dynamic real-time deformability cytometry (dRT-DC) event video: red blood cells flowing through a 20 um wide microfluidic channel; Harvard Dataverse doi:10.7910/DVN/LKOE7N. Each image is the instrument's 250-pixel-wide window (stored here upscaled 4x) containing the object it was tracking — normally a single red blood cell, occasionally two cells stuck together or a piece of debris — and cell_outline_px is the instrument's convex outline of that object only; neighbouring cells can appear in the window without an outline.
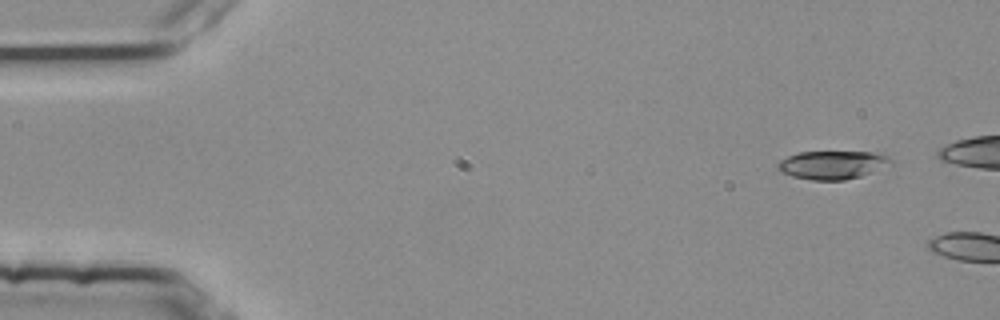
{"species": "common noctule bat (a hibernating species)", "species_latin": "Nyctalus noctula", "temperature_condition": "room temperature", "stored_images_in_passage": 2, "camera_frame_rate_fps": 3000, "um_per_image_px": 0.085, "animal": {"sex": "female", "body_mass_g": 25.1}, "frame": {"image": 1, "passage_image": 1, "time_ms": 0.0, "image_size_px": [1000, 320], "cell_outline_px": [[892, 164], [860, 176], [844, 180], [812, 180], [792, 176], [780, 172], [776, 168], [776, 164], [780, 160], [788, 156], [800, 152], [872, 152], [888, 156], [892, 160]], "centroid_in_image_um": [70.72, 14.01], "position_along_channel_um": 14.3, "area_um2": 18.61}}